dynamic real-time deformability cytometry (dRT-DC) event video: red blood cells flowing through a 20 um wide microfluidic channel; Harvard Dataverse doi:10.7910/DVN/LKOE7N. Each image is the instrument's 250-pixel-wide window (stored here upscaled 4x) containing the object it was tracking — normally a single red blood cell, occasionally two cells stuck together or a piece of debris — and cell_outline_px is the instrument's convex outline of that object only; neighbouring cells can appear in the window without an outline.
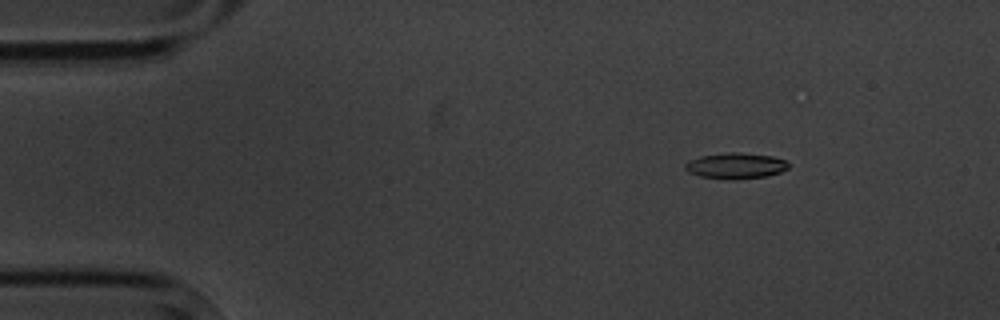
{"species": "common noctule bat (a hibernating species)", "species_latin": "Nyctalus noctula", "temperature_condition": "cold", "stored_images_in_passage": 11, "camera_frame_rate_fps": 3000, "um_per_image_px": 0.085, "animal": {"sex": "male", "body_mass_g": 20.1, "forearm_length_mm": 53.5}, "frame": {"image": 1, "passage_image": 2, "time_ms": 2.0, "image_size_px": [1000, 320], "cell_outline_px": [[788, 168], [780, 172], [764, 176], [700, 176], [688, 172], [684, 168], [684, 164], [688, 160], [700, 156], [728, 152], [736, 152], [772, 156], [784, 160], [788, 164]], "centroid_in_image_um": [62.5, 14.02], "position_along_channel_um": 22.5, "area_um2": 14.57}}
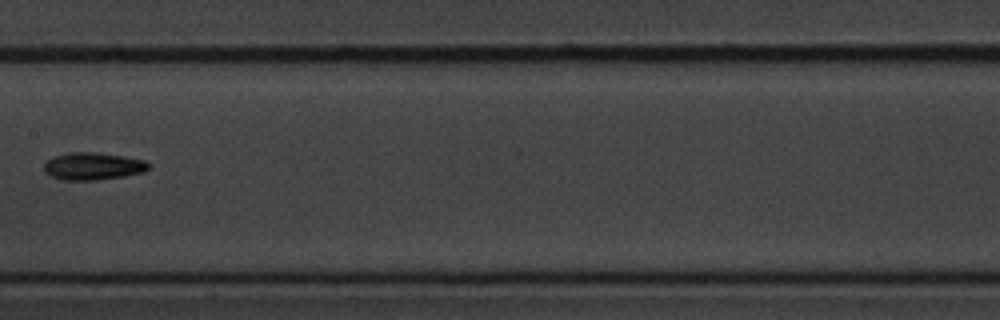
{"frame": {"image": 2, "passage_image": 8, "time_ms": 9.0, "image_size_px": [1000, 320], "cell_outline_px": [[148, 168], [144, 172], [124, 176], [96, 180], [60, 180], [44, 172], [44, 164], [52, 156], [68, 152], [96, 152], [124, 156], [144, 160], [148, 164]], "centroid_in_image_um": [7.86, 14.12], "position_along_channel_um": 199.5, "area_um2": 16.76}}
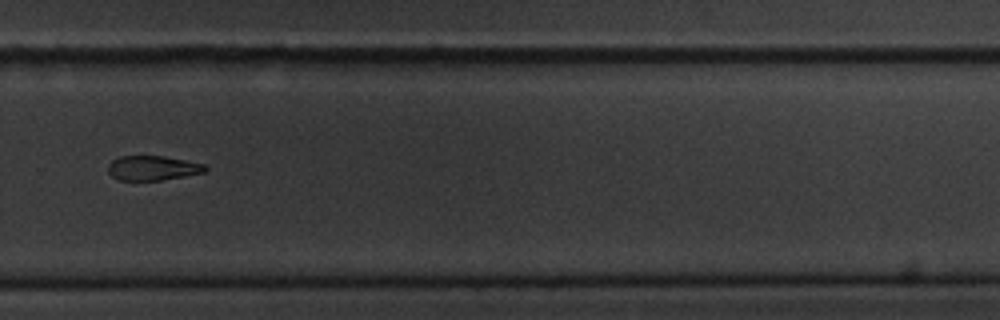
{"frame": {"image": 3, "passage_image": 11, "time_ms": 12.333, "image_size_px": [1000, 320], "cell_outline_px": [[208, 168], [204, 172], [184, 176], [160, 180], [120, 180], [112, 176], [108, 172], [108, 164], [112, 160], [120, 156], [164, 156], [204, 164]], "centroid_in_image_um": [12.95, 14.28], "position_along_channel_um": 316.8, "area_um2": 13.81}}